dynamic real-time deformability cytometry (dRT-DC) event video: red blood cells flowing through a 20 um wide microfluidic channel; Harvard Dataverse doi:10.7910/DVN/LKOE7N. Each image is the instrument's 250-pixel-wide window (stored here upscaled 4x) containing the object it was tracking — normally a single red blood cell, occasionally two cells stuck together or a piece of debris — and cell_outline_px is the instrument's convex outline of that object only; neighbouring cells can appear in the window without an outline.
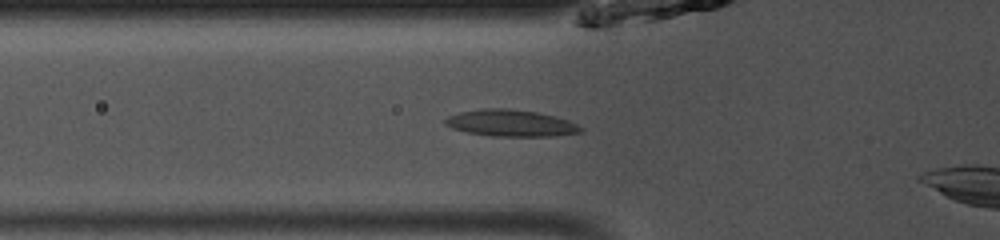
{"species": "common noctule bat (a hibernating species)", "species_latin": "Nyctalus noctula", "temperature_condition": "room temperature", "stored_images_in_passage": 32, "camera_frame_rate_fps": 3000, "um_per_image_px": 0.085, "animal": {"sex": "male", "body_mass_g": 13.0, "forearm_length_mm": 53.1}, "frame": {"image": 1, "passage_image": 6, "time_ms": 1.667, "image_size_px": [1000, 240], "cell_outline_px": [[584, 132], [556, 136], [492, 136], [468, 132], [452, 128], [444, 124], [444, 120], [448, 116], [460, 112], [484, 108], [508, 108], [536, 112], [568, 120], [584, 128]], "centroid_in_image_um": [43.43, 10.47], "position_along_channel_um": 82.4, "area_um2": 21.04}}
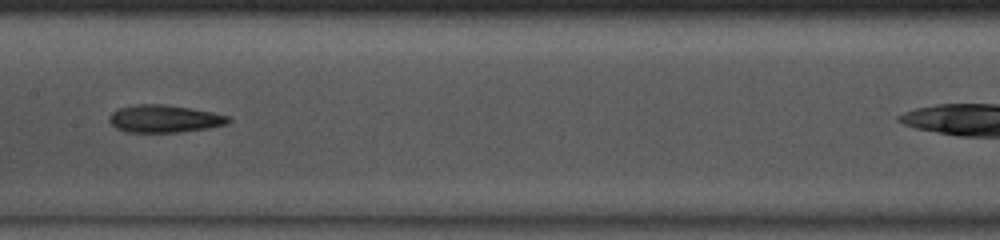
{"frame": {"image": 2, "passage_image": 14, "time_ms": 4.333, "image_size_px": [1000, 240], "cell_outline_px": [[232, 120], [228, 124], [208, 128], [180, 132], [128, 132], [116, 128], [108, 120], [108, 116], [116, 108], [140, 104], [164, 104], [192, 108], [232, 116]], "centroid_in_image_um": [14.0, 10.08], "position_along_channel_um": 193.4, "area_um2": 19.36}}
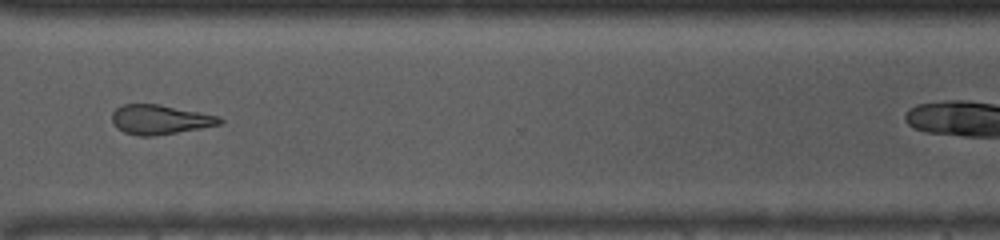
{"frame": {"image": 3, "passage_image": 26, "time_ms": 8.333, "image_size_px": [1000, 240], "cell_outline_px": [[224, 120], [220, 124], [200, 128], [152, 136], [136, 136], [124, 132], [116, 128], [112, 124], [112, 112], [116, 108], [124, 104], [160, 104], [220, 116]], "centroid_in_image_um": [13.56, 10.16], "position_along_channel_um": 357.0, "area_um2": 18.55}}